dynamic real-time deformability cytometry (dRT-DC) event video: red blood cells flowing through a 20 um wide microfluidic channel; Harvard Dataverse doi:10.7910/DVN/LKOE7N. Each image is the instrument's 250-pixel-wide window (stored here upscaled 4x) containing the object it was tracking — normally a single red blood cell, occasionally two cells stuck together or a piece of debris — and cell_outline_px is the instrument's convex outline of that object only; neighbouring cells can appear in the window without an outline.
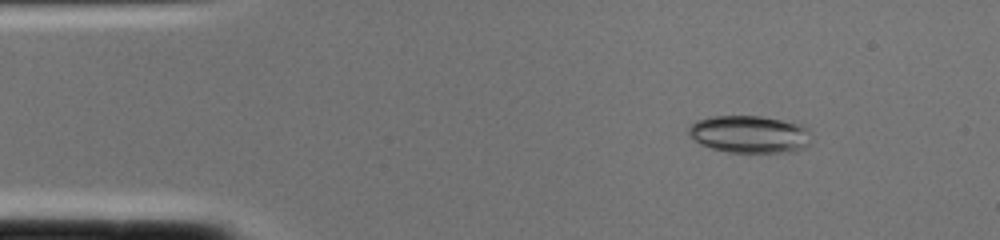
{"species": "common noctule bat (a hibernating species)", "species_latin": "Nyctalus noctula", "temperature_condition": "cold", "stored_images_in_passage": 1, "camera_frame_rate_fps": 3000, "um_per_image_px": 0.085, "animal": {"sex": "female", "body_mass_g": 22.0, "forearm_length_mm": 56.7}, "frame": {"image": 1, "passage_image": 1, "time_ms": 0.0, "image_size_px": [1000, 240], "cell_outline_px": [[808, 144], [804, 148], [796, 152], [728, 152], [712, 148], [700, 144], [688, 132], [688, 128], [696, 120], [712, 116], [760, 116], [804, 124], [808, 128]], "centroid_in_image_um": [63.73, 11.4], "position_along_channel_um": 21.3, "area_um2": 26.7}}